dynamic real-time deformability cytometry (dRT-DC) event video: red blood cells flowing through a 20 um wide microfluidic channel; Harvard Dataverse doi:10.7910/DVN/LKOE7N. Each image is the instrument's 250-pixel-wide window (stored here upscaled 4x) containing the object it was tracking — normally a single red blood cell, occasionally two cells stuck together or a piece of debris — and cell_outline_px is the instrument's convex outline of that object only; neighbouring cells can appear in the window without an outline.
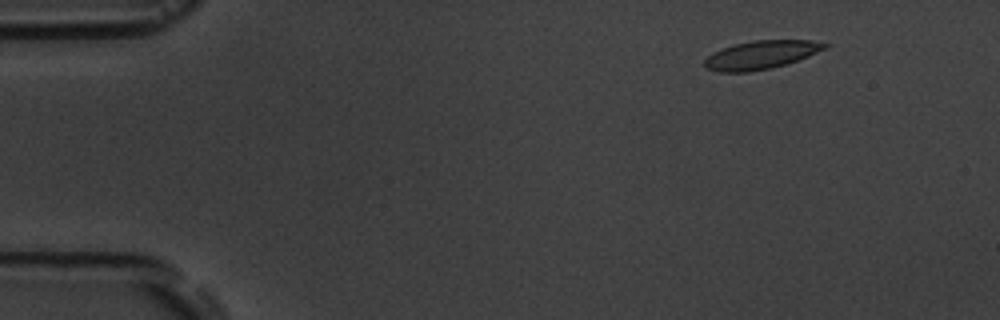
{"species": "common noctule bat (a hibernating species)", "species_latin": "Nyctalus noctula", "temperature_condition": "room temperature", "stored_images_in_passage": 6, "camera_frame_rate_fps": 3000, "um_per_image_px": 0.085, "animal": {"sex": "male", "body_mass_g": 19.5, "forearm_length_mm": 54.6}, "frame": {"image": 1, "passage_image": 2, "time_ms": 1.0, "image_size_px": [1000, 320], "cell_outline_px": [[832, 44], [808, 56], [772, 68], [748, 72], [720, 72], [708, 68], [704, 64], [704, 60], [712, 52], [736, 44], [752, 40], [812, 40]], "centroid_in_image_um": [64.68, 4.66], "position_along_channel_um": 20.3, "area_um2": 19.65}}
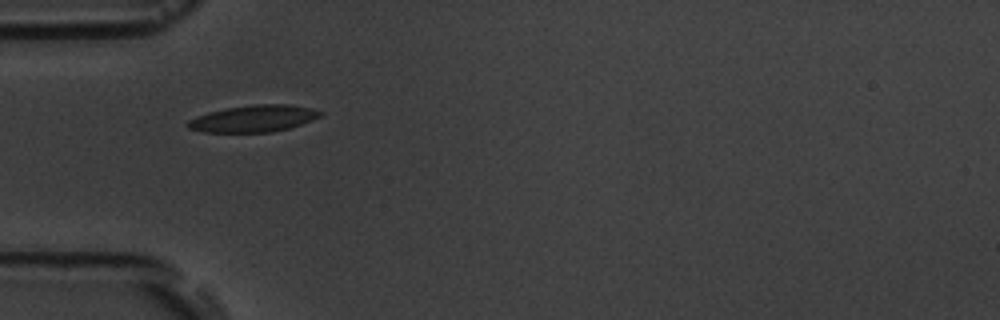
{"frame": {"image": 2, "passage_image": 5, "time_ms": 4.667, "image_size_px": [1000, 320], "cell_outline_px": [[324, 112], [320, 116], [312, 120], [288, 128], [272, 132], [204, 132], [188, 128], [184, 124], [188, 120], [196, 116], [208, 112], [228, 108], [256, 104], [288, 104], [312, 108]], "centroid_in_image_um": [21.53, 10.08], "position_along_channel_um": 63.5, "area_um2": 20.63}}
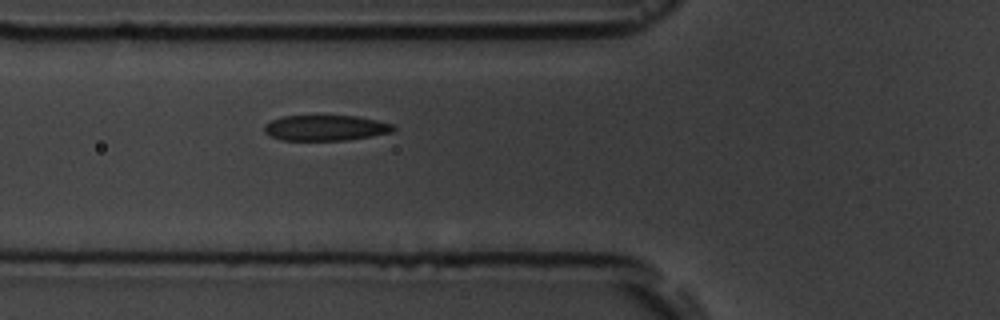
{"frame": {"image": 3, "passage_image": 6, "time_ms": 5.667, "image_size_px": [1000, 320], "cell_outline_px": [[396, 128], [392, 132], [348, 140], [280, 140], [264, 132], [264, 124], [272, 120], [284, 116], [356, 116], [396, 124]], "centroid_in_image_um": [27.69, 10.87], "position_along_channel_um": 98.1, "area_um2": 19.19}}